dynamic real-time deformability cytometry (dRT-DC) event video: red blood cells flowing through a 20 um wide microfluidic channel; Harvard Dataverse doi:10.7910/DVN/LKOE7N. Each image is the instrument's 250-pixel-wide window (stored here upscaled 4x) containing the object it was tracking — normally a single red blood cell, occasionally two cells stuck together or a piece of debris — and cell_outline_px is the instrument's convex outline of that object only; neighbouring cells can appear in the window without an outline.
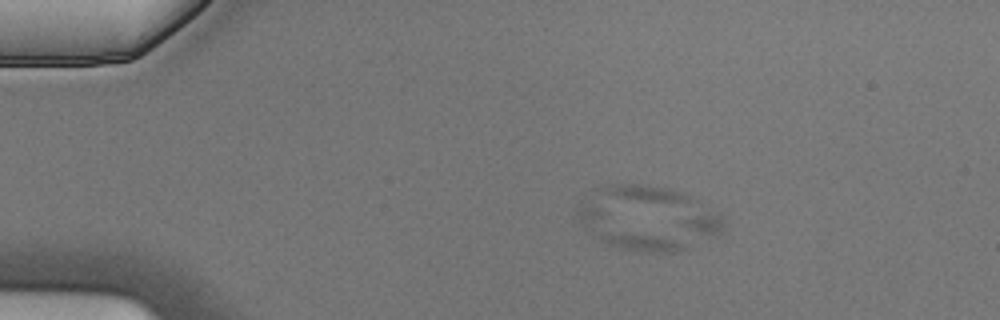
{"species": "Egyptian fruit bat (a non-hibernating species)", "species_latin": "Rousettus aegyptiacus", "temperature_condition": "cold", "stored_images_in_passage": 5, "segment_of_instrument_passage": [2, 2], "camera_frame_rate_fps": 3000, "um_per_image_px": 0.085, "animal": {"sex": "male"}, "frame": {"image": 1, "passage_image": 4, "time_ms": 1.0, "image_size_px": [1000, 320], "cell_outline_px": [[684, 248], [676, 252], [640, 252], [620, 248], [604, 244], [584, 232], [576, 216], [576, 212], [580, 204], [596, 204], [684, 244]], "centroid_in_image_um": [52.94, 19.66], "position_along_channel_um": 32.1, "area_um2": 19.88}}